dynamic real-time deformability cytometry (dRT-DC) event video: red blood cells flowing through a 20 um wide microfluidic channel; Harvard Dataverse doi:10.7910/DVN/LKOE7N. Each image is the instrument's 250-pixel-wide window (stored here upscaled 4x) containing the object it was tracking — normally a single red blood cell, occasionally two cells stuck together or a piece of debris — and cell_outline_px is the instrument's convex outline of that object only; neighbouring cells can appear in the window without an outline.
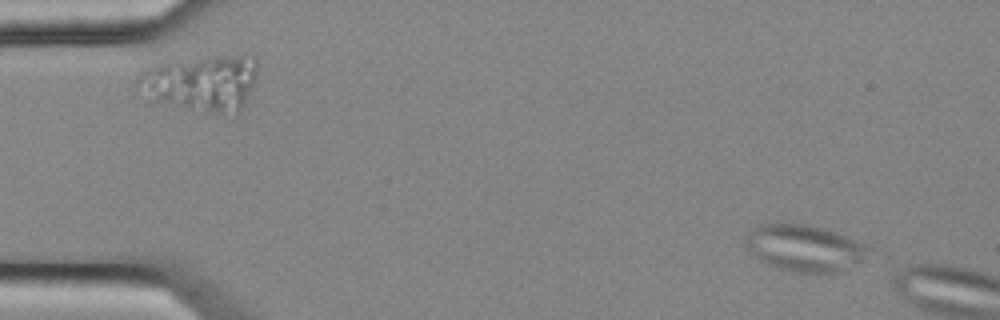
{"species": "common noctule bat (a hibernating species)", "species_latin": "Nyctalus noctula", "temperature_condition": "cold", "stored_images_in_passage": 4, "camera_frame_rate_fps": 3000, "um_per_image_px": 0.085, "animal": {"sex": "female", "body_mass_g": 25.1}, "frame": {"image": 1, "passage_image": 1, "time_ms": 0.0, "image_size_px": [1000, 320], "cell_outline_px": [[880, 252], [864, 260], [828, 276], [796, 272], [776, 268], [760, 260], [748, 248], [748, 232], [756, 224], [804, 224], [820, 228], [844, 236], [876, 248]], "centroid_in_image_um": [68.52, 21.13], "position_along_channel_um": 16.5, "area_um2": 33.81}}